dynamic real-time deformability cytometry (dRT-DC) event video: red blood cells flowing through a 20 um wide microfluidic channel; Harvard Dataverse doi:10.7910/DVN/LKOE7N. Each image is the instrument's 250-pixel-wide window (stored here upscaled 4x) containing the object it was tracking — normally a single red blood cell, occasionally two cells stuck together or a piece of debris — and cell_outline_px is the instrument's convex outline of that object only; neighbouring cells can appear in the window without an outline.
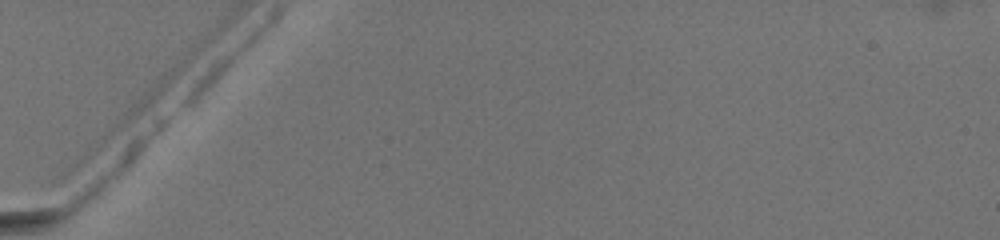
{"species": "common noctule bat (a hibernating species)", "species_latin": "Nyctalus noctula", "temperature_condition": "warm", "stored_images_in_passage": 4, "camera_frame_rate_fps": 3000, "um_per_image_px": 0.085, "animal": {"sex": "female", "body_mass_g": 19.5, "forearm_length_mm": 54.1}, "frame": {"image": 1, "passage_image": 1, "time_ms": 0.0, "image_size_px": [1000, 240], "cell_outline_px": [[180, 72], [144, 112], [72, 176], [64, 176], [64, 160], [168, 72], [176, 68], [180, 68]], "centroid_in_image_um": [9.9, 10.68], "position_along_channel_um": 75.1, "area_um2": 15.84}}